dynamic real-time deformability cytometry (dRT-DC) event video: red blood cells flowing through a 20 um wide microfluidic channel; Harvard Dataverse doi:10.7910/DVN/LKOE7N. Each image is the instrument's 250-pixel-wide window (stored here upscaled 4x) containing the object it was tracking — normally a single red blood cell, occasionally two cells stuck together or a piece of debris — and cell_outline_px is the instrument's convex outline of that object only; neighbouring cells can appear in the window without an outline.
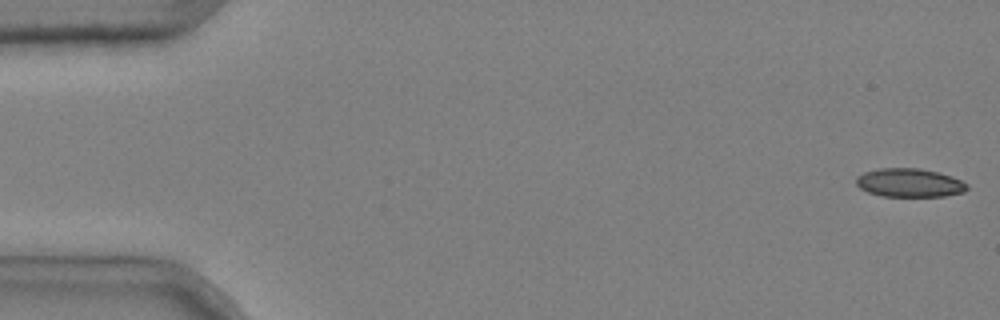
{"species": "common noctule bat (a hibernating species)", "species_latin": "Nyctalus noctula", "temperature_condition": "cold", "stored_images_in_passage": 5, "camera_frame_rate_fps": 3000, "um_per_image_px": 0.085, "animal": {"sex": "male", "body_mass_g": 20.4}, "frame": {"image": 1, "passage_image": 1, "time_ms": 0.0, "image_size_px": [1000, 320], "cell_outline_px": [[968, 188], [964, 192], [944, 196], [880, 196], [868, 192], [860, 188], [856, 184], [856, 176], [864, 172], [880, 168], [920, 168], [940, 172], [952, 176], [968, 184]], "centroid_in_image_um": [77.3, 15.53], "position_along_channel_um": 7.7, "area_um2": 18.61}}